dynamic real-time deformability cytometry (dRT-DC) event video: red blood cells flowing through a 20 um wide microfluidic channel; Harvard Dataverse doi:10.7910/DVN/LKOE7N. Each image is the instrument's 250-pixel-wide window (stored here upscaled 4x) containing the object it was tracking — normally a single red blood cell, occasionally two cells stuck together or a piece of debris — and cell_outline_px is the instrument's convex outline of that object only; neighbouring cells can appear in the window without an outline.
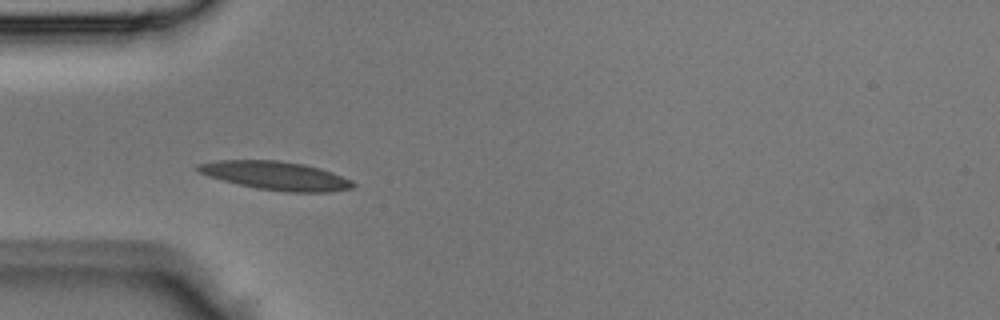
{"species": "Egyptian fruit bat (a non-hibernating species)", "species_latin": "Rousettus aegyptiacus", "temperature_condition": "room temperature", "stored_images_in_passage": 4, "camera_frame_rate_fps": 3000, "um_per_image_px": 0.085, "animal": {"sex": "male"}, "frame": {"image": 1, "passage_image": 3, "time_ms": 0.667, "image_size_px": [1000, 320], "cell_outline_px": [[356, 184], [352, 188], [332, 192], [288, 192], [256, 188], [208, 176], [200, 172], [196, 168], [196, 164], [216, 160], [276, 160], [304, 164], [320, 168], [332, 172], [352, 180]], "centroid_in_image_um": [23.48, 14.93], "position_along_channel_um": 61.5, "area_um2": 25.72}}
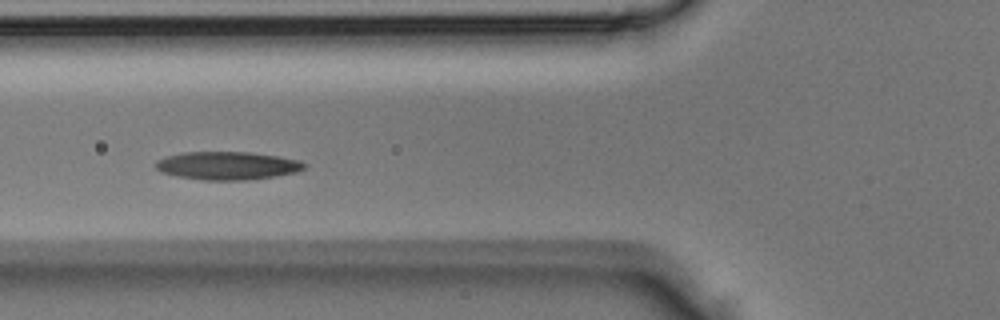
{"frame": {"image": 2, "passage_image": 4, "time_ms": 1.0, "image_size_px": [1000, 320], "cell_outline_px": [[304, 168], [296, 172], [276, 176], [248, 180], [204, 180], [176, 176], [160, 172], [156, 168], [156, 160], [168, 156], [184, 152], [248, 152], [276, 156], [300, 160], [304, 164]], "centroid_in_image_um": [19.3, 14.08], "position_along_channel_um": 106.5, "area_um2": 24.22}}